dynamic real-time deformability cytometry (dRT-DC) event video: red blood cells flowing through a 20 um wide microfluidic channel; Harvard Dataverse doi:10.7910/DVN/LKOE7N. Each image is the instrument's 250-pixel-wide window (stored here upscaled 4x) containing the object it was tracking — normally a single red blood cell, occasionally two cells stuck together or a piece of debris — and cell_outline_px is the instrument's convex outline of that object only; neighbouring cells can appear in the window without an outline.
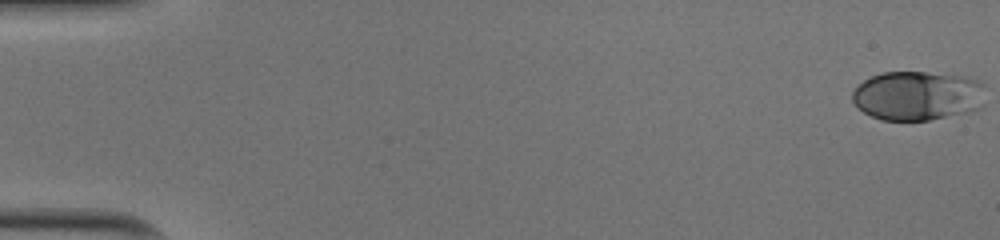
{"species": "human", "species_latin": "Homo sapiens", "temperature_condition": "cold", "stored_images_in_passage": 52, "camera_frame_rate_fps": 3000, "um_per_image_px": 0.085, "donor": {"sex": "male"}, "frame": {"image": 1, "passage_image": 1, "time_ms": 0.0, "image_size_px": [1000, 240], "cell_outline_px": [[984, 84], [980, 108], [964, 112], [928, 120], [880, 120], [864, 112], [852, 100], [852, 92], [864, 80], [872, 76], [884, 72], [924, 72], [964, 76], [980, 80]], "centroid_in_image_um": [77.98, 8.12], "position_along_channel_um": 7.0, "area_um2": 37.92}}
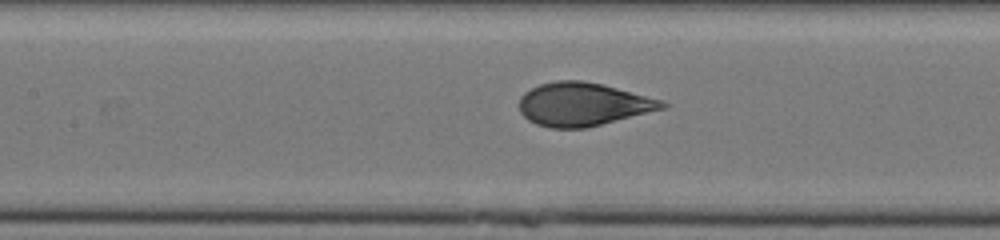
{"frame": {"image": 2, "passage_image": 25, "time_ms": 8.0, "image_size_px": [1000, 240], "cell_outline_px": [[668, 104], [664, 108], [588, 128], [552, 128], [536, 124], [528, 120], [520, 112], [520, 96], [524, 92], [540, 84], [556, 80], [584, 80], [664, 100]], "centroid_in_image_um": [49.53, 8.86], "position_along_channel_um": 157.9, "area_um2": 35.95}}
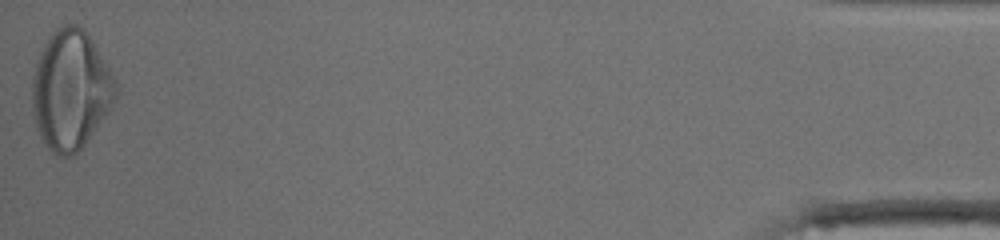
{"frame": {"image": 3, "passage_image": 52, "time_ms": 17.0, "image_size_px": [1000, 240], "cell_outline_px": [[116, 100], [108, 112], [84, 144], [72, 156], [56, 156], [44, 144], [36, 128], [32, 112], [32, 76], [36, 60], [48, 36], [56, 28], [64, 24], [76, 24], [84, 28], [92, 40], [116, 80]], "centroid_in_image_um": [5.98, 7.64], "position_along_channel_um": 429.2, "area_um2": 58.26}, "authors_computed_cell_mechanics": {"area_um2": 37.3099, "velocity_mm_per_s": 4.0042, "shape_relaxation_time_tau1_ms": 3.9647, "shape_relaxation_time_tau2_ms": null, "deformation_change_tau1": 0.1759, "deformation_change_tau2": null}}